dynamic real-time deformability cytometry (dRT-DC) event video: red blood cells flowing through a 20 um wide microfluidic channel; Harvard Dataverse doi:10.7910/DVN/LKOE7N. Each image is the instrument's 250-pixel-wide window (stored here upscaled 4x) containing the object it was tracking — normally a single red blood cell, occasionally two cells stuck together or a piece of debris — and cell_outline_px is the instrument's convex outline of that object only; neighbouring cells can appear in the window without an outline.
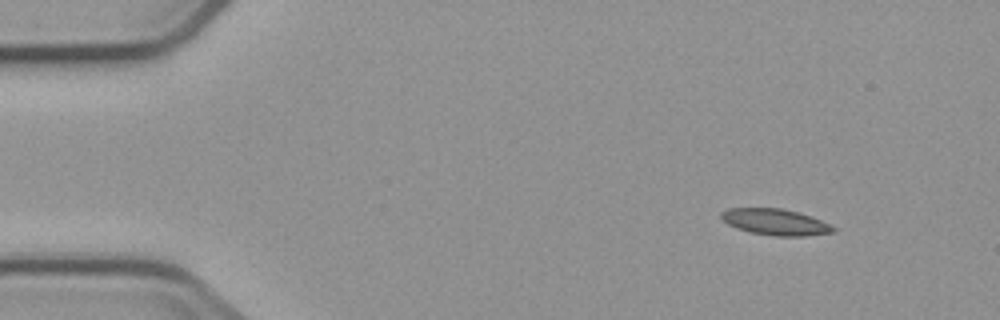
{"species": "common noctule bat (a hibernating species)", "species_latin": "Nyctalus noctula", "temperature_condition": "cold", "stored_images_in_passage": 5, "camera_frame_rate_fps": 3000, "um_per_image_px": 0.085, "animal": {"sex": "male", "body_mass_g": 23.1, "forearm_length_mm": 52.7}, "frame": {"image": 1, "passage_image": 1, "time_ms": 0.0, "image_size_px": [1000, 320], "cell_outline_px": [[836, 232], [804, 236], [776, 236], [752, 232], [736, 228], [728, 224], [720, 216], [720, 212], [728, 208], [780, 208], [800, 212], [812, 216], [836, 228]], "centroid_in_image_um": [65.92, 18.86], "position_along_channel_um": 19.1, "area_um2": 17.11}}
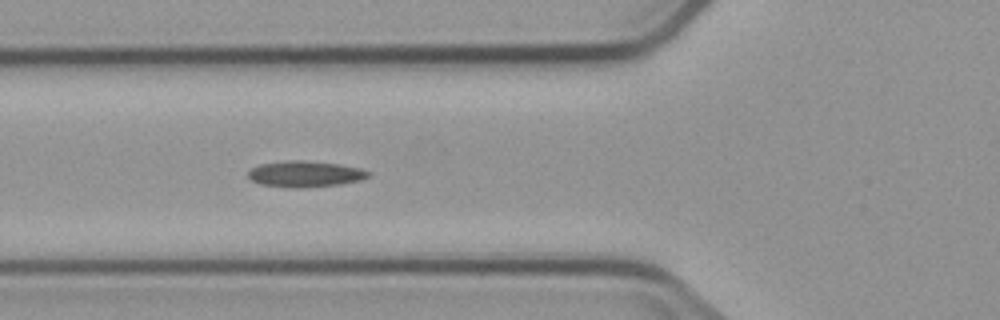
{"frame": {"image": 2, "passage_image": 5, "time_ms": 4.667, "image_size_px": [1000, 320], "cell_outline_px": [[372, 176], [360, 180], [340, 184], [300, 188], [288, 188], [260, 184], [252, 180], [248, 176], [248, 172], [252, 168], [260, 164], [288, 160], [304, 160], [340, 164], [360, 168], [372, 172]], "centroid_in_image_um": [25.97, 14.79], "position_along_channel_um": 99.8, "area_um2": 18.44}}